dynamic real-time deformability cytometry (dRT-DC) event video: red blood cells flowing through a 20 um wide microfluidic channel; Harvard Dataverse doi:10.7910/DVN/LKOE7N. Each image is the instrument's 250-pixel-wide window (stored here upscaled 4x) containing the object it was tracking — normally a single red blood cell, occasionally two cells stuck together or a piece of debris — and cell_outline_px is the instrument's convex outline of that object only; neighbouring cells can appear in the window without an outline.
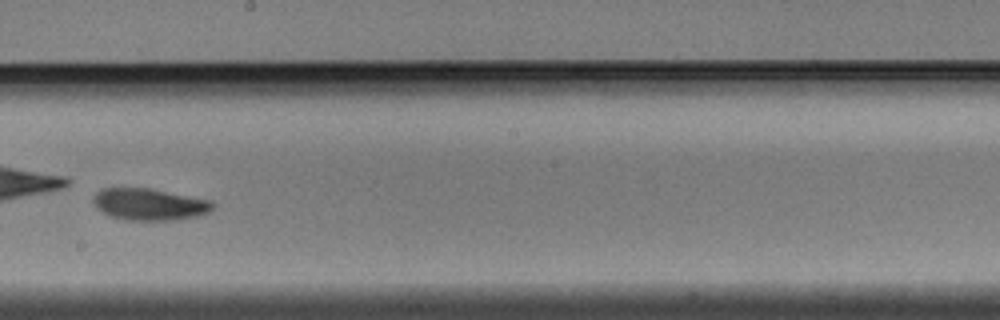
{"species": "Egyptian fruit bat (a non-hibernating species)", "species_latin": "Rousettus aegyptiacus", "temperature_condition": "warm", "stored_images_in_passage": 45, "camera_frame_rate_fps": 3000, "um_per_image_px": 0.085, "animal": {"sex": "male"}, "frame": {"image": 1, "passage_image": 26, "time_ms": 8.333, "image_size_px": [1000, 320], "cell_outline_px": [[216, 204], [208, 212], [196, 216], [176, 220], [124, 220], [112, 216], [96, 208], [92, 200], [92, 196], [100, 188], [148, 188], [212, 200]], "centroid_in_image_um": [12.68, 17.36], "position_along_channel_um": 235.5, "area_um2": 22.2}}